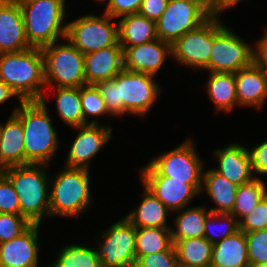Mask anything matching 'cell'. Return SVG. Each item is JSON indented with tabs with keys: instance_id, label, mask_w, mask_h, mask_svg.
Listing matches in <instances>:
<instances>
[{
	"instance_id": "obj_1",
	"label": "cell",
	"mask_w": 267,
	"mask_h": 267,
	"mask_svg": "<svg viewBox=\"0 0 267 267\" xmlns=\"http://www.w3.org/2000/svg\"><path fill=\"white\" fill-rule=\"evenodd\" d=\"M156 76L123 69L113 79L96 84L113 117L147 118L163 88Z\"/></svg>"
},
{
	"instance_id": "obj_2",
	"label": "cell",
	"mask_w": 267,
	"mask_h": 267,
	"mask_svg": "<svg viewBox=\"0 0 267 267\" xmlns=\"http://www.w3.org/2000/svg\"><path fill=\"white\" fill-rule=\"evenodd\" d=\"M48 99L23 101L13 114L22 122L24 131L25 165L53 163L62 142L48 109Z\"/></svg>"
},
{
	"instance_id": "obj_3",
	"label": "cell",
	"mask_w": 267,
	"mask_h": 267,
	"mask_svg": "<svg viewBox=\"0 0 267 267\" xmlns=\"http://www.w3.org/2000/svg\"><path fill=\"white\" fill-rule=\"evenodd\" d=\"M89 169L62 166L50 175V219L81 220L89 213L95 198Z\"/></svg>"
},
{
	"instance_id": "obj_4",
	"label": "cell",
	"mask_w": 267,
	"mask_h": 267,
	"mask_svg": "<svg viewBox=\"0 0 267 267\" xmlns=\"http://www.w3.org/2000/svg\"><path fill=\"white\" fill-rule=\"evenodd\" d=\"M50 167L46 164H28L4 169V174L18 194L20 215L32 224L42 225L50 218Z\"/></svg>"
},
{
	"instance_id": "obj_5",
	"label": "cell",
	"mask_w": 267,
	"mask_h": 267,
	"mask_svg": "<svg viewBox=\"0 0 267 267\" xmlns=\"http://www.w3.org/2000/svg\"><path fill=\"white\" fill-rule=\"evenodd\" d=\"M0 79L23 101H40L46 92L41 48L30 47L21 52L0 53Z\"/></svg>"
},
{
	"instance_id": "obj_6",
	"label": "cell",
	"mask_w": 267,
	"mask_h": 267,
	"mask_svg": "<svg viewBox=\"0 0 267 267\" xmlns=\"http://www.w3.org/2000/svg\"><path fill=\"white\" fill-rule=\"evenodd\" d=\"M18 2L26 38L31 47L43 48L66 38L70 15L69 4L66 5L58 0H18Z\"/></svg>"
},
{
	"instance_id": "obj_7",
	"label": "cell",
	"mask_w": 267,
	"mask_h": 267,
	"mask_svg": "<svg viewBox=\"0 0 267 267\" xmlns=\"http://www.w3.org/2000/svg\"><path fill=\"white\" fill-rule=\"evenodd\" d=\"M41 51L44 57L46 89L87 85L84 54L66 38L44 46Z\"/></svg>"
},
{
	"instance_id": "obj_8",
	"label": "cell",
	"mask_w": 267,
	"mask_h": 267,
	"mask_svg": "<svg viewBox=\"0 0 267 267\" xmlns=\"http://www.w3.org/2000/svg\"><path fill=\"white\" fill-rule=\"evenodd\" d=\"M193 137V138H192ZM186 137L172 150H166L148 161L162 176L202 188L205 159L198 152L194 136Z\"/></svg>"
},
{
	"instance_id": "obj_9",
	"label": "cell",
	"mask_w": 267,
	"mask_h": 267,
	"mask_svg": "<svg viewBox=\"0 0 267 267\" xmlns=\"http://www.w3.org/2000/svg\"><path fill=\"white\" fill-rule=\"evenodd\" d=\"M66 39L84 55L114 46L119 42L118 20L104 12L68 19Z\"/></svg>"
},
{
	"instance_id": "obj_10",
	"label": "cell",
	"mask_w": 267,
	"mask_h": 267,
	"mask_svg": "<svg viewBox=\"0 0 267 267\" xmlns=\"http://www.w3.org/2000/svg\"><path fill=\"white\" fill-rule=\"evenodd\" d=\"M98 234L93 247L102 267H135L136 227L125 216Z\"/></svg>"
},
{
	"instance_id": "obj_11",
	"label": "cell",
	"mask_w": 267,
	"mask_h": 267,
	"mask_svg": "<svg viewBox=\"0 0 267 267\" xmlns=\"http://www.w3.org/2000/svg\"><path fill=\"white\" fill-rule=\"evenodd\" d=\"M227 23L219 17H210L195 30L181 36L172 45V61L187 69L203 71L209 64L215 36Z\"/></svg>"
},
{
	"instance_id": "obj_12",
	"label": "cell",
	"mask_w": 267,
	"mask_h": 267,
	"mask_svg": "<svg viewBox=\"0 0 267 267\" xmlns=\"http://www.w3.org/2000/svg\"><path fill=\"white\" fill-rule=\"evenodd\" d=\"M226 25L214 38L207 72L236 73L254 63V44Z\"/></svg>"
},
{
	"instance_id": "obj_13",
	"label": "cell",
	"mask_w": 267,
	"mask_h": 267,
	"mask_svg": "<svg viewBox=\"0 0 267 267\" xmlns=\"http://www.w3.org/2000/svg\"><path fill=\"white\" fill-rule=\"evenodd\" d=\"M210 16L189 0H169L156 22L158 39L173 45L185 33L201 26Z\"/></svg>"
},
{
	"instance_id": "obj_14",
	"label": "cell",
	"mask_w": 267,
	"mask_h": 267,
	"mask_svg": "<svg viewBox=\"0 0 267 267\" xmlns=\"http://www.w3.org/2000/svg\"><path fill=\"white\" fill-rule=\"evenodd\" d=\"M139 168L138 180L158 198L171 213L190 205L200 192L191 184L162 176L149 162Z\"/></svg>"
},
{
	"instance_id": "obj_15",
	"label": "cell",
	"mask_w": 267,
	"mask_h": 267,
	"mask_svg": "<svg viewBox=\"0 0 267 267\" xmlns=\"http://www.w3.org/2000/svg\"><path fill=\"white\" fill-rule=\"evenodd\" d=\"M77 132L67 151L64 166L91 170L96 156L113 139V126L107 124H86L70 128ZM98 154V155H97ZM93 160V161H92Z\"/></svg>"
},
{
	"instance_id": "obj_16",
	"label": "cell",
	"mask_w": 267,
	"mask_h": 267,
	"mask_svg": "<svg viewBox=\"0 0 267 267\" xmlns=\"http://www.w3.org/2000/svg\"><path fill=\"white\" fill-rule=\"evenodd\" d=\"M40 229L41 224H32L18 237L0 243V267H35L40 264Z\"/></svg>"
},
{
	"instance_id": "obj_17",
	"label": "cell",
	"mask_w": 267,
	"mask_h": 267,
	"mask_svg": "<svg viewBox=\"0 0 267 267\" xmlns=\"http://www.w3.org/2000/svg\"><path fill=\"white\" fill-rule=\"evenodd\" d=\"M122 48L125 70L147 73L156 77L166 61L172 59V45L158 38L141 45Z\"/></svg>"
},
{
	"instance_id": "obj_18",
	"label": "cell",
	"mask_w": 267,
	"mask_h": 267,
	"mask_svg": "<svg viewBox=\"0 0 267 267\" xmlns=\"http://www.w3.org/2000/svg\"><path fill=\"white\" fill-rule=\"evenodd\" d=\"M237 142V143H236ZM212 151V168L237 186L255 178L246 144L236 141Z\"/></svg>"
},
{
	"instance_id": "obj_19",
	"label": "cell",
	"mask_w": 267,
	"mask_h": 267,
	"mask_svg": "<svg viewBox=\"0 0 267 267\" xmlns=\"http://www.w3.org/2000/svg\"><path fill=\"white\" fill-rule=\"evenodd\" d=\"M30 47L18 0H0V53L21 52Z\"/></svg>"
},
{
	"instance_id": "obj_20",
	"label": "cell",
	"mask_w": 267,
	"mask_h": 267,
	"mask_svg": "<svg viewBox=\"0 0 267 267\" xmlns=\"http://www.w3.org/2000/svg\"><path fill=\"white\" fill-rule=\"evenodd\" d=\"M239 108L263 110L267 103V72L255 63L235 73Z\"/></svg>"
},
{
	"instance_id": "obj_21",
	"label": "cell",
	"mask_w": 267,
	"mask_h": 267,
	"mask_svg": "<svg viewBox=\"0 0 267 267\" xmlns=\"http://www.w3.org/2000/svg\"><path fill=\"white\" fill-rule=\"evenodd\" d=\"M123 69V48L119 42L114 46L84 55L85 79L88 85L111 80Z\"/></svg>"
},
{
	"instance_id": "obj_22",
	"label": "cell",
	"mask_w": 267,
	"mask_h": 267,
	"mask_svg": "<svg viewBox=\"0 0 267 267\" xmlns=\"http://www.w3.org/2000/svg\"><path fill=\"white\" fill-rule=\"evenodd\" d=\"M22 102L13 106L11 114L0 122V167L25 165L24 131L22 122L13 114Z\"/></svg>"
},
{
	"instance_id": "obj_23",
	"label": "cell",
	"mask_w": 267,
	"mask_h": 267,
	"mask_svg": "<svg viewBox=\"0 0 267 267\" xmlns=\"http://www.w3.org/2000/svg\"><path fill=\"white\" fill-rule=\"evenodd\" d=\"M203 172L202 188L200 196L208 195L207 197L211 207H206L212 213L230 214L233 210L236 192L238 186L226 179L224 176L216 172L212 167Z\"/></svg>"
},
{
	"instance_id": "obj_24",
	"label": "cell",
	"mask_w": 267,
	"mask_h": 267,
	"mask_svg": "<svg viewBox=\"0 0 267 267\" xmlns=\"http://www.w3.org/2000/svg\"><path fill=\"white\" fill-rule=\"evenodd\" d=\"M142 198L138 206L128 211L125 217L136 227L171 229V211L149 190L142 186Z\"/></svg>"
},
{
	"instance_id": "obj_25",
	"label": "cell",
	"mask_w": 267,
	"mask_h": 267,
	"mask_svg": "<svg viewBox=\"0 0 267 267\" xmlns=\"http://www.w3.org/2000/svg\"><path fill=\"white\" fill-rule=\"evenodd\" d=\"M204 90L214 106V112L231 113L238 106L235 73L207 72Z\"/></svg>"
},
{
	"instance_id": "obj_26",
	"label": "cell",
	"mask_w": 267,
	"mask_h": 267,
	"mask_svg": "<svg viewBox=\"0 0 267 267\" xmlns=\"http://www.w3.org/2000/svg\"><path fill=\"white\" fill-rule=\"evenodd\" d=\"M245 233L235 234L213 244L210 267H249Z\"/></svg>"
},
{
	"instance_id": "obj_27",
	"label": "cell",
	"mask_w": 267,
	"mask_h": 267,
	"mask_svg": "<svg viewBox=\"0 0 267 267\" xmlns=\"http://www.w3.org/2000/svg\"><path fill=\"white\" fill-rule=\"evenodd\" d=\"M209 213L206 203L173 212L172 240L204 237L205 221Z\"/></svg>"
},
{
	"instance_id": "obj_28",
	"label": "cell",
	"mask_w": 267,
	"mask_h": 267,
	"mask_svg": "<svg viewBox=\"0 0 267 267\" xmlns=\"http://www.w3.org/2000/svg\"><path fill=\"white\" fill-rule=\"evenodd\" d=\"M118 34L121 47H133L158 38L156 22L138 13L118 19Z\"/></svg>"
},
{
	"instance_id": "obj_29",
	"label": "cell",
	"mask_w": 267,
	"mask_h": 267,
	"mask_svg": "<svg viewBox=\"0 0 267 267\" xmlns=\"http://www.w3.org/2000/svg\"><path fill=\"white\" fill-rule=\"evenodd\" d=\"M52 89L54 95L56 94L53 104L59 121L68 128L86 125L81 106L80 87H52Z\"/></svg>"
},
{
	"instance_id": "obj_30",
	"label": "cell",
	"mask_w": 267,
	"mask_h": 267,
	"mask_svg": "<svg viewBox=\"0 0 267 267\" xmlns=\"http://www.w3.org/2000/svg\"><path fill=\"white\" fill-rule=\"evenodd\" d=\"M178 265L210 267L213 244L205 237L173 240Z\"/></svg>"
},
{
	"instance_id": "obj_31",
	"label": "cell",
	"mask_w": 267,
	"mask_h": 267,
	"mask_svg": "<svg viewBox=\"0 0 267 267\" xmlns=\"http://www.w3.org/2000/svg\"><path fill=\"white\" fill-rule=\"evenodd\" d=\"M175 251L171 229L136 228V261L144 255Z\"/></svg>"
},
{
	"instance_id": "obj_32",
	"label": "cell",
	"mask_w": 267,
	"mask_h": 267,
	"mask_svg": "<svg viewBox=\"0 0 267 267\" xmlns=\"http://www.w3.org/2000/svg\"><path fill=\"white\" fill-rule=\"evenodd\" d=\"M62 246L51 260L58 267H102L93 245L70 242Z\"/></svg>"
},
{
	"instance_id": "obj_33",
	"label": "cell",
	"mask_w": 267,
	"mask_h": 267,
	"mask_svg": "<svg viewBox=\"0 0 267 267\" xmlns=\"http://www.w3.org/2000/svg\"><path fill=\"white\" fill-rule=\"evenodd\" d=\"M265 195H267V183L264 179L255 177L238 186L235 204L230 214L239 222L256 207Z\"/></svg>"
},
{
	"instance_id": "obj_34",
	"label": "cell",
	"mask_w": 267,
	"mask_h": 267,
	"mask_svg": "<svg viewBox=\"0 0 267 267\" xmlns=\"http://www.w3.org/2000/svg\"><path fill=\"white\" fill-rule=\"evenodd\" d=\"M80 99L84 116L87 124H105L100 121L102 117H112L107 110L105 102L96 85H84L80 87ZM91 117V118H90ZM89 119V120H88Z\"/></svg>"
},
{
	"instance_id": "obj_35",
	"label": "cell",
	"mask_w": 267,
	"mask_h": 267,
	"mask_svg": "<svg viewBox=\"0 0 267 267\" xmlns=\"http://www.w3.org/2000/svg\"><path fill=\"white\" fill-rule=\"evenodd\" d=\"M239 231V222L232 214L210 212L205 221L204 237L215 244Z\"/></svg>"
},
{
	"instance_id": "obj_36",
	"label": "cell",
	"mask_w": 267,
	"mask_h": 267,
	"mask_svg": "<svg viewBox=\"0 0 267 267\" xmlns=\"http://www.w3.org/2000/svg\"><path fill=\"white\" fill-rule=\"evenodd\" d=\"M32 223L22 215L0 213V243L11 241L24 233Z\"/></svg>"
},
{
	"instance_id": "obj_37",
	"label": "cell",
	"mask_w": 267,
	"mask_h": 267,
	"mask_svg": "<svg viewBox=\"0 0 267 267\" xmlns=\"http://www.w3.org/2000/svg\"><path fill=\"white\" fill-rule=\"evenodd\" d=\"M250 265L267 263V229L245 233Z\"/></svg>"
},
{
	"instance_id": "obj_38",
	"label": "cell",
	"mask_w": 267,
	"mask_h": 267,
	"mask_svg": "<svg viewBox=\"0 0 267 267\" xmlns=\"http://www.w3.org/2000/svg\"><path fill=\"white\" fill-rule=\"evenodd\" d=\"M267 229V195L256 207L239 221V230L244 233Z\"/></svg>"
},
{
	"instance_id": "obj_39",
	"label": "cell",
	"mask_w": 267,
	"mask_h": 267,
	"mask_svg": "<svg viewBox=\"0 0 267 267\" xmlns=\"http://www.w3.org/2000/svg\"><path fill=\"white\" fill-rule=\"evenodd\" d=\"M0 213L20 215V202L9 178L3 173L0 177Z\"/></svg>"
},
{
	"instance_id": "obj_40",
	"label": "cell",
	"mask_w": 267,
	"mask_h": 267,
	"mask_svg": "<svg viewBox=\"0 0 267 267\" xmlns=\"http://www.w3.org/2000/svg\"><path fill=\"white\" fill-rule=\"evenodd\" d=\"M252 146L248 148L246 145V149L254 176L260 179L266 177L267 179V139Z\"/></svg>"
},
{
	"instance_id": "obj_41",
	"label": "cell",
	"mask_w": 267,
	"mask_h": 267,
	"mask_svg": "<svg viewBox=\"0 0 267 267\" xmlns=\"http://www.w3.org/2000/svg\"><path fill=\"white\" fill-rule=\"evenodd\" d=\"M135 267H178L176 251H161L141 256Z\"/></svg>"
},
{
	"instance_id": "obj_42",
	"label": "cell",
	"mask_w": 267,
	"mask_h": 267,
	"mask_svg": "<svg viewBox=\"0 0 267 267\" xmlns=\"http://www.w3.org/2000/svg\"><path fill=\"white\" fill-rule=\"evenodd\" d=\"M143 0H107L104 13L114 19H119L126 15L137 14Z\"/></svg>"
},
{
	"instance_id": "obj_43",
	"label": "cell",
	"mask_w": 267,
	"mask_h": 267,
	"mask_svg": "<svg viewBox=\"0 0 267 267\" xmlns=\"http://www.w3.org/2000/svg\"><path fill=\"white\" fill-rule=\"evenodd\" d=\"M169 0H143L138 14L157 22L167 8Z\"/></svg>"
},
{
	"instance_id": "obj_44",
	"label": "cell",
	"mask_w": 267,
	"mask_h": 267,
	"mask_svg": "<svg viewBox=\"0 0 267 267\" xmlns=\"http://www.w3.org/2000/svg\"><path fill=\"white\" fill-rule=\"evenodd\" d=\"M254 63L267 72V26L263 35L254 42Z\"/></svg>"
},
{
	"instance_id": "obj_45",
	"label": "cell",
	"mask_w": 267,
	"mask_h": 267,
	"mask_svg": "<svg viewBox=\"0 0 267 267\" xmlns=\"http://www.w3.org/2000/svg\"><path fill=\"white\" fill-rule=\"evenodd\" d=\"M196 3L210 17L221 16V0H189Z\"/></svg>"
},
{
	"instance_id": "obj_46",
	"label": "cell",
	"mask_w": 267,
	"mask_h": 267,
	"mask_svg": "<svg viewBox=\"0 0 267 267\" xmlns=\"http://www.w3.org/2000/svg\"><path fill=\"white\" fill-rule=\"evenodd\" d=\"M17 98L19 102H23V100L18 96V94L8 86L4 81L0 79V107L6 104L7 102H11L12 100Z\"/></svg>"
},
{
	"instance_id": "obj_47",
	"label": "cell",
	"mask_w": 267,
	"mask_h": 267,
	"mask_svg": "<svg viewBox=\"0 0 267 267\" xmlns=\"http://www.w3.org/2000/svg\"><path fill=\"white\" fill-rule=\"evenodd\" d=\"M246 0H221V16L227 13L233 7H236L240 2ZM249 1V0H248ZM227 11V12H226Z\"/></svg>"
},
{
	"instance_id": "obj_48",
	"label": "cell",
	"mask_w": 267,
	"mask_h": 267,
	"mask_svg": "<svg viewBox=\"0 0 267 267\" xmlns=\"http://www.w3.org/2000/svg\"><path fill=\"white\" fill-rule=\"evenodd\" d=\"M47 264H45V265L38 264L35 267H58L53 261L52 262L50 261V263H49V260H48V263Z\"/></svg>"
},
{
	"instance_id": "obj_49",
	"label": "cell",
	"mask_w": 267,
	"mask_h": 267,
	"mask_svg": "<svg viewBox=\"0 0 267 267\" xmlns=\"http://www.w3.org/2000/svg\"><path fill=\"white\" fill-rule=\"evenodd\" d=\"M249 267H267V263L252 264Z\"/></svg>"
},
{
	"instance_id": "obj_50",
	"label": "cell",
	"mask_w": 267,
	"mask_h": 267,
	"mask_svg": "<svg viewBox=\"0 0 267 267\" xmlns=\"http://www.w3.org/2000/svg\"><path fill=\"white\" fill-rule=\"evenodd\" d=\"M95 2L101 3L102 5L107 2V0H94Z\"/></svg>"
},
{
	"instance_id": "obj_51",
	"label": "cell",
	"mask_w": 267,
	"mask_h": 267,
	"mask_svg": "<svg viewBox=\"0 0 267 267\" xmlns=\"http://www.w3.org/2000/svg\"><path fill=\"white\" fill-rule=\"evenodd\" d=\"M4 173V169L2 167H0V177L1 175Z\"/></svg>"
},
{
	"instance_id": "obj_52",
	"label": "cell",
	"mask_w": 267,
	"mask_h": 267,
	"mask_svg": "<svg viewBox=\"0 0 267 267\" xmlns=\"http://www.w3.org/2000/svg\"><path fill=\"white\" fill-rule=\"evenodd\" d=\"M58 1H61V2H63L64 4H65V3L68 4V2H65L66 0H58Z\"/></svg>"
},
{
	"instance_id": "obj_53",
	"label": "cell",
	"mask_w": 267,
	"mask_h": 267,
	"mask_svg": "<svg viewBox=\"0 0 267 267\" xmlns=\"http://www.w3.org/2000/svg\"><path fill=\"white\" fill-rule=\"evenodd\" d=\"M178 267H190V266H183V265H178Z\"/></svg>"
}]
</instances>
